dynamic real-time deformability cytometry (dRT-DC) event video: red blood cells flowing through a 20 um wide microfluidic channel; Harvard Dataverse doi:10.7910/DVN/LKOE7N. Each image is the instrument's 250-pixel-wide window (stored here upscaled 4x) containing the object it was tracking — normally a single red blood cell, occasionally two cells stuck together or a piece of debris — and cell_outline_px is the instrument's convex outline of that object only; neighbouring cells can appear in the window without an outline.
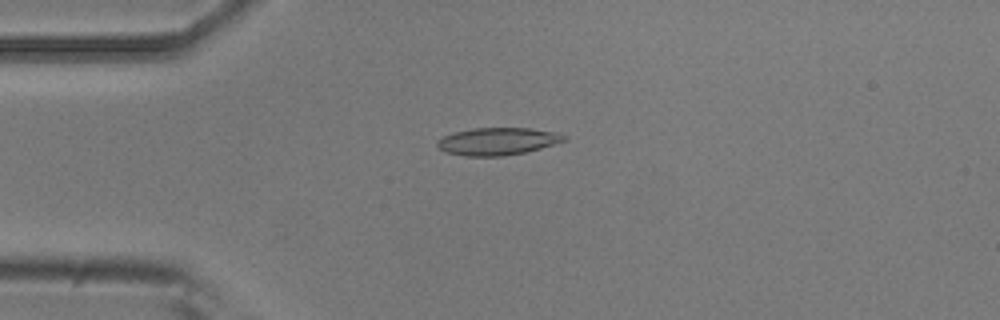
{"species": "common noctule bat (a hibernating species)", "species_latin": "Nyctalus noctula", "temperature_condition": "room temperature", "stored_images_in_passage": 51, "camera_frame_rate_fps": 3000, "um_per_image_px": 0.085, "animal": {"sex": "male", "body_mass_g": 20.5, "forearm_length_mm": 52.5}, "frame": {"image": 1, "passage_image": 12, "time_ms": 3.667, "image_size_px": [1000, 320], "cell_outline_px": [[568, 140], [540, 148], [524, 152], [504, 156], [464, 156], [444, 152], [436, 144], [436, 140], [452, 132], [472, 128], [528, 128], [552, 132], [568, 136]], "centroid_in_image_um": [42.25, 12.01], "position_along_channel_um": 42.7, "area_um2": 20.29}}
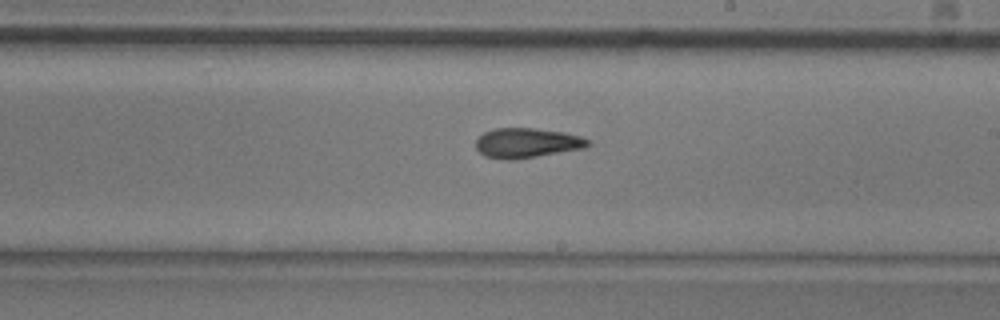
{"frame": {"image": 2, "passage_image": 29, "time_ms": 9.333, "image_size_px": [1000, 320], "cell_outline_px": [[592, 144], [584, 148], [512, 160], [508, 160], [484, 156], [476, 148], [476, 140], [484, 132], [492, 128], [536, 128], [564, 132], [580, 136], [588, 140]], "centroid_in_image_um": [44.77, 12.14], "position_along_channel_um": 244.2, "area_um2": 19.42}}
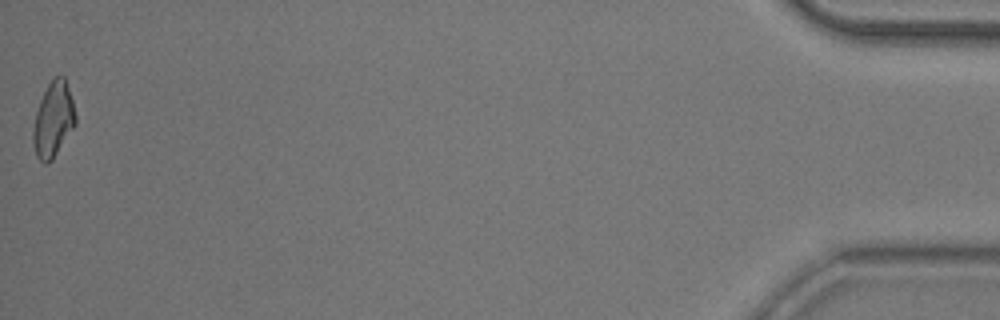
{"frame": {"image": 3, "passage_image": 51, "time_ms": 16.667, "image_size_px": [1000, 320], "cell_outline_px": [[76, 124], [52, 160], [48, 164], [44, 164], [36, 156], [32, 140], [32, 132], [36, 112], [40, 100], [48, 84], [56, 76], [64, 76], [72, 100], [76, 116]], "centroid_in_image_um": [4.52, 10.2], "position_along_channel_um": 430.7, "area_um2": 18.44}, "authors_computed_cell_mechanics": {"area_um2": 19.1896, "velocity_mm_per_s": 3.8894, "shape_relaxation_time_tau1_ms": 7.4746, "shape_relaxation_time_tau2_ms": 5.3819, "deformation_change_tau1": 0.2074, "deformation_change_tau2": 0.1507}}